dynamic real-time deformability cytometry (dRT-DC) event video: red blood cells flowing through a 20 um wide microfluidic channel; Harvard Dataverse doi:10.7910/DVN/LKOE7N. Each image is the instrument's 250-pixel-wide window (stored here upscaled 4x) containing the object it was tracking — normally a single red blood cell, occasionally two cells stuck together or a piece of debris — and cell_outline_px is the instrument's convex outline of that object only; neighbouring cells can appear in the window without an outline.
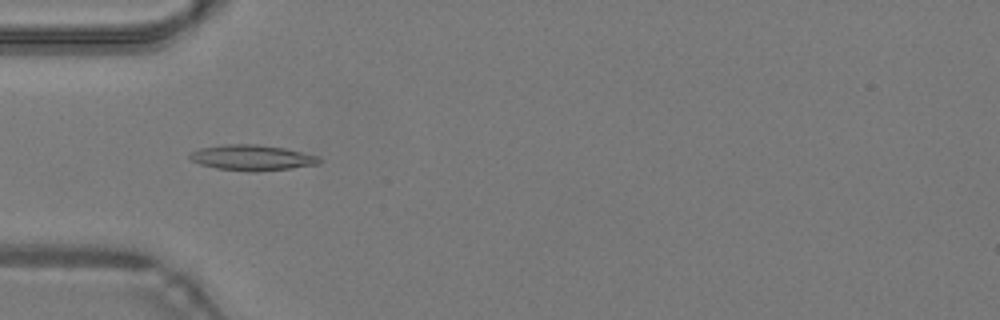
{"species": "common noctule bat (a hibernating species)", "species_latin": "Nyctalus noctula", "temperature_condition": "warm", "stored_images_in_passage": 25, "camera_frame_rate_fps": 3000, "um_per_image_px": 0.085, "animal": {"sex": "male", "body_mass_g": 19.2, "forearm_length_mm": 51.8}, "frame": {"image": 1, "passage_image": 3, "time_ms": 0.667, "image_size_px": [1000, 320], "cell_outline_px": [[324, 160], [320, 164], [292, 168], [256, 172], [252, 172], [216, 168], [200, 164], [192, 160], [188, 156], [192, 152], [200, 148], [224, 144], [260, 144], [284, 148], [320, 156]], "centroid_in_image_um": [21.48, 13.4], "position_along_channel_um": 63.5, "area_um2": 19.48}}
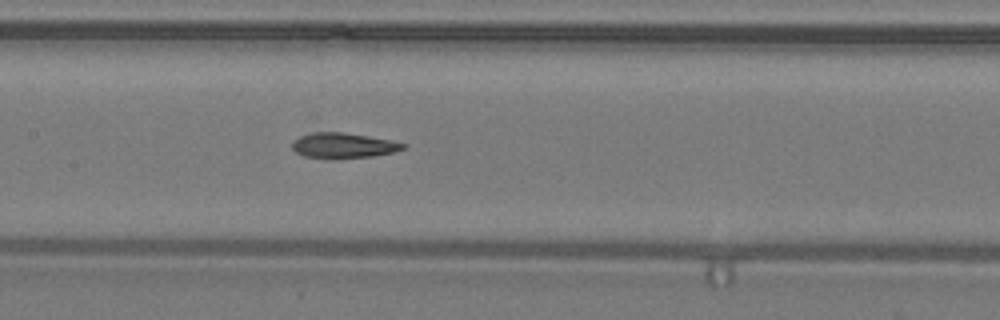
{"frame": {"image": 2, "passage_image": 11, "time_ms": 3.333, "image_size_px": [1000, 320], "cell_outline_px": [[408, 144], [404, 148], [392, 152], [372, 156], [304, 156], [296, 152], [292, 148], [292, 144], [300, 136], [312, 132], [344, 132], [392, 140]], "centroid_in_image_um": [29.22, 12.32], "position_along_channel_um": 178.2, "area_um2": 15.55}}
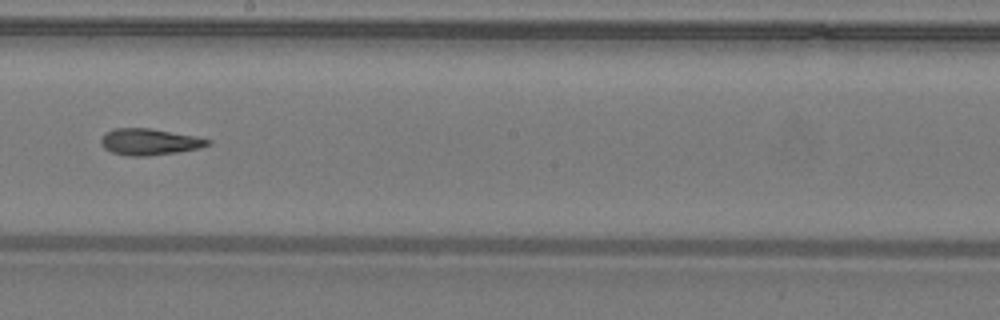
{"frame": {"image": 3, "passage_image": 15, "time_ms": 4.667, "image_size_px": [1000, 320], "cell_outline_px": [[212, 144], [200, 148], [176, 152], [148, 156], [132, 156], [112, 152], [104, 148], [100, 144], [100, 140], [104, 132], [112, 128], [148, 128], [192, 136], [212, 140]], "centroid_in_image_um": [12.66, 12.05], "position_along_channel_um": 235.5, "area_um2": 16.36}}